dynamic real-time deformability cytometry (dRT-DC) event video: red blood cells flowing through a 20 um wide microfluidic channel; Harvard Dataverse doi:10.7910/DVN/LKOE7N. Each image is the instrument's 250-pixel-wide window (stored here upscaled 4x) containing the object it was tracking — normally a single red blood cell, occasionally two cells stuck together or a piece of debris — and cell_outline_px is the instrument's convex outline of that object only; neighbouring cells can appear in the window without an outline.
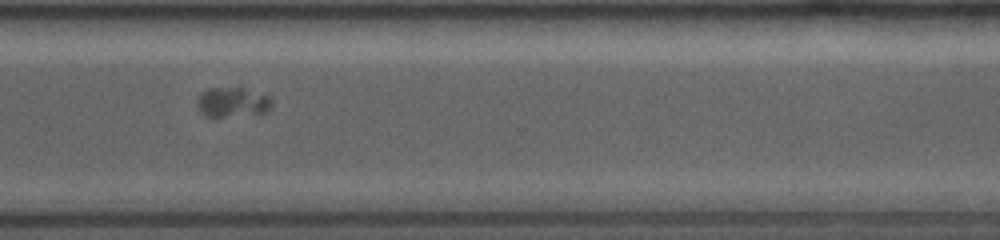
{"species": "common noctule bat (a hibernating species)", "species_latin": "Nyctalus noctula", "temperature_condition": "room temperature", "stored_images_in_passage": 36, "camera_frame_rate_fps": 4000, "um_per_image_px": 0.085, "animal": {"sex": "female", "body_mass_g": 19.0, "forearm_length_mm": 53.3}, "frame": {"image": 1, "passage_image": 25, "time_ms": 8.25, "image_size_px": [1000, 240], "cell_outline_px": [[272, 104], [264, 112], [224, 116], [208, 116], [200, 112], [196, 104], [196, 100], [200, 92], [208, 88], [244, 88], [272, 96]], "centroid_in_image_um": [19.73, 8.65], "position_along_channel_um": 350.9, "area_um2": 12.83}}
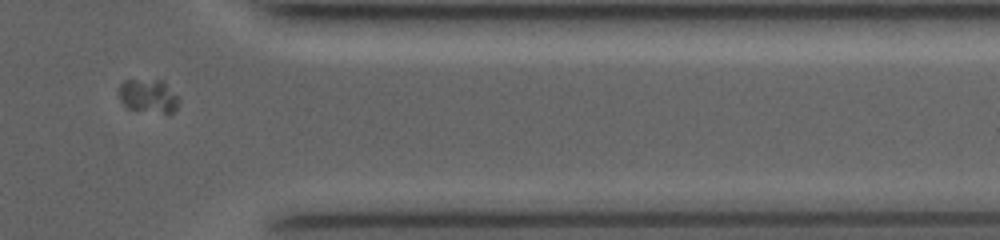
{"frame": {"image": 2, "passage_image": 29, "time_ms": 9.5, "image_size_px": [1000, 240], "cell_outline_px": [[180, 100], [176, 108], [172, 112], [164, 112], [128, 108], [120, 100], [120, 84], [124, 80], [164, 80]], "centroid_in_image_um": [12.62, 8.12], "position_along_channel_um": 398.8, "area_um2": 11.39}}
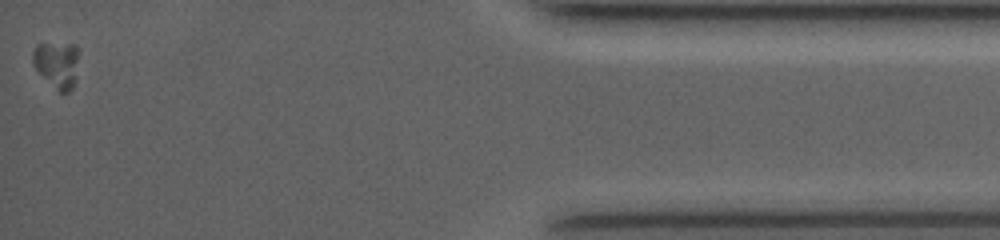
{"frame": {"image": 3, "passage_image": 36, "time_ms": 11.75, "image_size_px": [1000, 240], "cell_outline_px": [[76, 60], [72, 88], [68, 92], [60, 92], [36, 68], [32, 60], [32, 52], [36, 44], [76, 44]], "centroid_in_image_um": [4.79, 5.44], "position_along_channel_um": 430.4, "area_um2": 11.68}}